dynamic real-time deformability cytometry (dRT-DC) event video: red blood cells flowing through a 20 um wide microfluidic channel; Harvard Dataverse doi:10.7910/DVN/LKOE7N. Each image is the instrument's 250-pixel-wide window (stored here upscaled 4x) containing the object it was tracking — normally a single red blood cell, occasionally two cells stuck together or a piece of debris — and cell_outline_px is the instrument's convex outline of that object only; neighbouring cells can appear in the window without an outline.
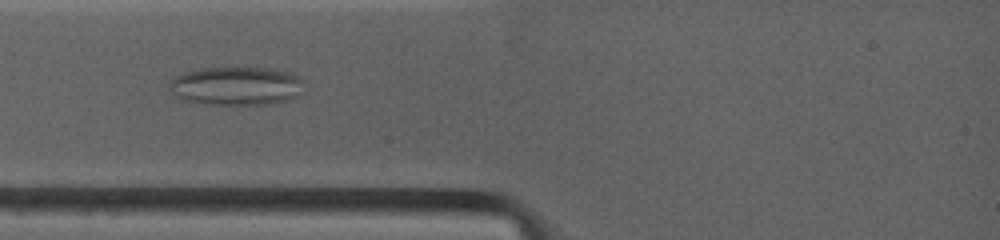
{"species": "common noctule bat (a hibernating species)", "species_latin": "Nyctalus noctula", "temperature_condition": "warm", "stored_images_in_passage": 47, "camera_frame_rate_fps": 4500, "um_per_image_px": 0.085, "animal": {"sex": "female", "body_mass_g": 19.0, "forearm_length_mm": 53.3}, "frame": {"image": 1, "passage_image": 7, "time_ms": 2.444, "image_size_px": [1000, 240], "cell_outline_px": [[304, 80], [296, 96], [288, 100], [268, 104], [204, 104], [180, 100], [168, 88], [168, 84], [176, 76], [184, 72], [200, 68], [268, 68], [292, 72], [300, 76]], "centroid_in_image_um": [20.05, 7.3], "position_along_channel_um": 64.9, "area_um2": 30.35}}
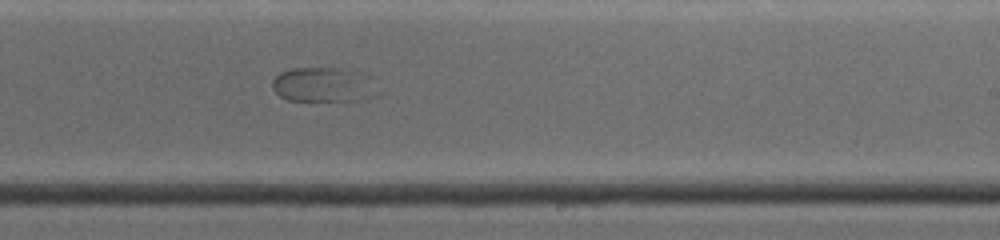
{"frame": {"image": 2, "passage_image": 26, "time_ms": 7.556, "image_size_px": [1000, 240], "cell_outline_px": [[356, 100], [288, 100], [280, 96], [272, 88], [272, 80], [280, 72], [292, 68], [332, 68], [340, 76]], "centroid_in_image_um": [26.46, 7.22], "position_along_channel_um": 262.5, "area_um2": 15.66}}
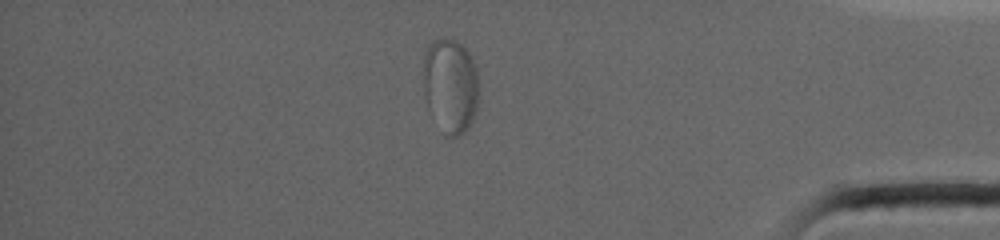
{"frame": {"image": 3, "passage_image": 42, "time_ms": 12.0, "image_size_px": [1000, 240], "cell_outline_px": [[476, 108], [472, 120], [468, 128], [460, 136], [444, 136], [428, 108], [424, 92], [424, 56], [428, 48], [436, 40], [456, 40], [468, 52], [476, 68]], "centroid_in_image_um": [38.27, 7.34], "position_along_channel_um": 396.9, "area_um2": 29.94}}